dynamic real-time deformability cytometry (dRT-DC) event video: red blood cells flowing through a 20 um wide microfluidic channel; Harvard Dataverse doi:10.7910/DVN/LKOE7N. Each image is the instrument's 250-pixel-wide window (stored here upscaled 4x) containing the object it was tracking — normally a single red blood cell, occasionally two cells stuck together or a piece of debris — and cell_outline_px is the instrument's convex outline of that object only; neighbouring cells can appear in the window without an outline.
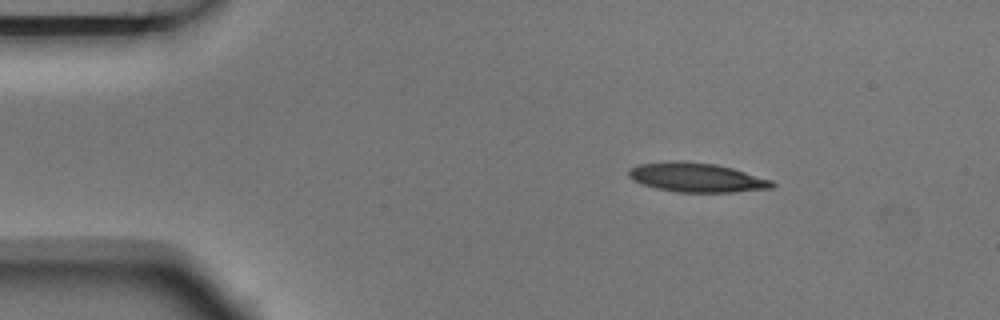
{"species": "Egyptian fruit bat (a non-hibernating species)", "species_latin": "Rousettus aegyptiacus", "temperature_condition": "room temperature", "stored_images_in_passage": 4, "camera_frame_rate_fps": 3000, "um_per_image_px": 0.085, "animal": {"sex": "male"}, "frame": {"image": 1, "passage_image": 2, "time_ms": 0.333, "image_size_px": [1000, 320], "cell_outline_px": [[776, 184], [772, 188], [736, 192], [676, 192], [656, 188], [640, 184], [632, 180], [628, 176], [628, 168], [640, 164], [676, 160], [716, 164], [732, 168], [772, 180]], "centroid_in_image_um": [59.19, 15.09], "position_along_channel_um": 25.8, "area_um2": 24.57}}
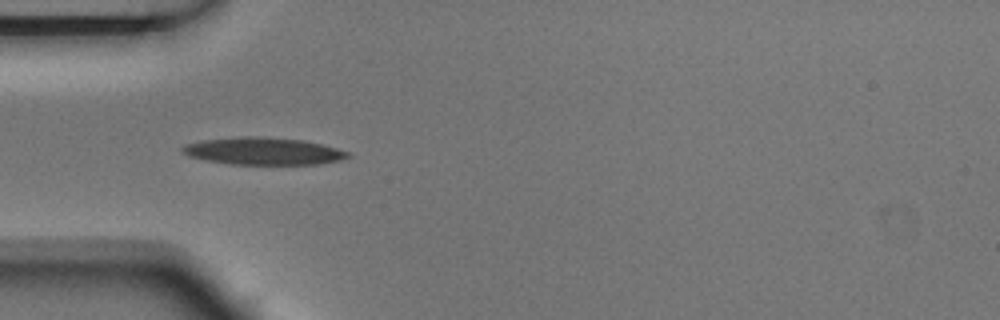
{"frame": {"image": 2, "passage_image": 4, "time_ms": 1.0, "image_size_px": [1000, 320], "cell_outline_px": [[352, 156], [340, 160], [320, 164], [232, 164], [208, 160], [188, 156], [180, 152], [180, 148], [184, 144], [200, 140], [240, 136], [260, 136], [304, 140], [352, 152]], "centroid_in_image_um": [22.37, 12.83], "position_along_channel_um": 62.6, "area_um2": 26.53}}